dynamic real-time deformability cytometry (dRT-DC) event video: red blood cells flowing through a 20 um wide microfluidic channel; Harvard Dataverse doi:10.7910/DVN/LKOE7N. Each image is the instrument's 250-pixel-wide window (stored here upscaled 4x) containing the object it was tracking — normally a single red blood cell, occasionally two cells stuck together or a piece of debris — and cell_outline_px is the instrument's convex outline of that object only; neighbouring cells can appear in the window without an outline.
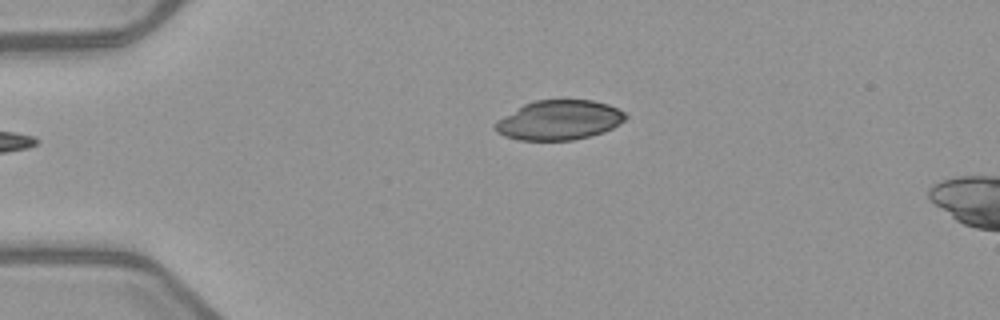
{"species": "common noctule bat (a hibernating species)", "species_latin": "Nyctalus noctula", "temperature_condition": "warm", "stored_images_in_passage": 2, "camera_frame_rate_fps": 3000, "um_per_image_px": 0.085, "animal": {"sex": "female", "body_mass_g": 21.9}, "frame": {"image": 1, "passage_image": 2, "time_ms": 1.333, "image_size_px": [1000, 320], "cell_outline_px": [[628, 116], [620, 124], [604, 132], [572, 140], [520, 140], [504, 136], [496, 132], [492, 128], [496, 120], [524, 104], [536, 100], [592, 100], [608, 104], [624, 112]], "centroid_in_image_um": [47.5, 10.21], "position_along_channel_um": 37.5, "area_um2": 30.11}}